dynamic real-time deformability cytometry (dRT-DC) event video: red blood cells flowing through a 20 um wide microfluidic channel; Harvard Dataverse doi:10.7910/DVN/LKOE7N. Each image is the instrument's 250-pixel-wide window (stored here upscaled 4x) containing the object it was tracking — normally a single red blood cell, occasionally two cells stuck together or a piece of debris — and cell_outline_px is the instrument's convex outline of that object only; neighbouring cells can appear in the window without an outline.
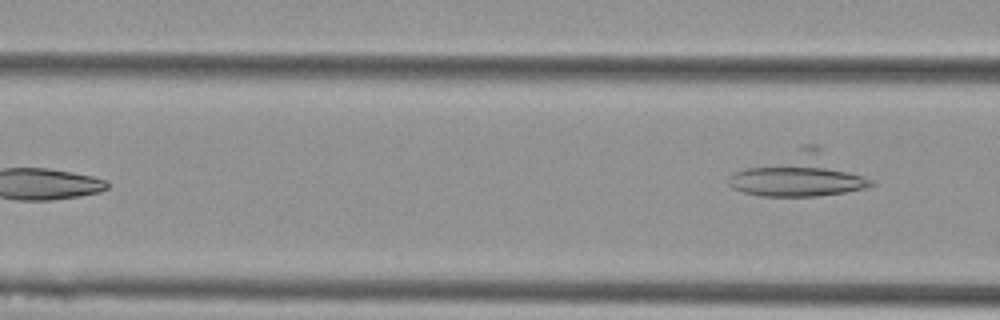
{"species": "Egyptian fruit bat (a non-hibernating species)", "species_latin": "Rousettus aegyptiacus", "temperature_condition": "cold", "stored_images_in_passage": 5, "camera_frame_rate_fps": 3000, "um_per_image_px": 0.085, "animal": {"sex": "female"}, "frame": {"image": 1, "passage_image": 5, "time_ms": 1.333, "image_size_px": [1000, 320], "cell_outline_px": [[876, 184], [864, 188], [844, 192], [816, 196], [760, 196], [744, 192], [732, 188], [728, 184], [728, 176], [732, 172], [804, 144], [816, 144], [872, 180]], "centroid_in_image_um": [67.92, 14.85], "position_along_channel_um": 98.7, "area_um2": 35.89}}